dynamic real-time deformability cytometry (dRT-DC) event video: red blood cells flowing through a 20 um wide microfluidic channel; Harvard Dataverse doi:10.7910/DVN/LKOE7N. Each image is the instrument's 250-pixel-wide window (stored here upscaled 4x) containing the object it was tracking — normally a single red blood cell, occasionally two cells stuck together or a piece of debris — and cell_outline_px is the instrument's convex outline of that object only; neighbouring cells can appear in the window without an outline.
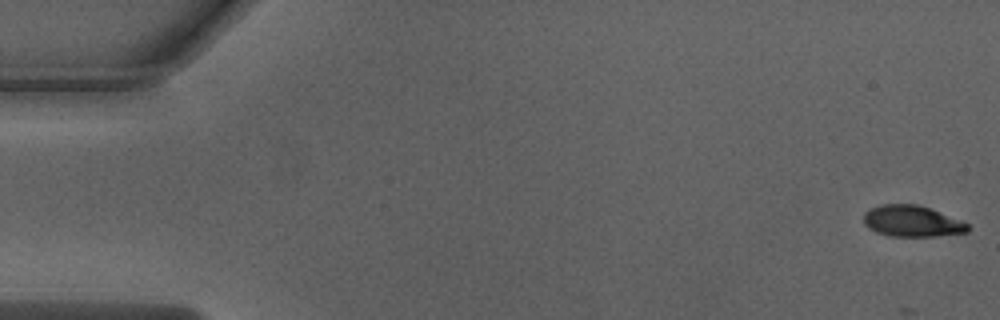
{"species": "Egyptian fruit bat (a non-hibernating species)", "species_latin": "Rousettus aegyptiacus", "temperature_condition": "warm", "stored_images_in_passage": 31, "camera_frame_rate_fps": 3000, "um_per_image_px": 0.085, "animal": {"sex": "male"}, "frame": {"image": 1, "passage_image": 1, "time_ms": 0.0, "image_size_px": [1000, 320], "cell_outline_px": [[968, 232], [936, 236], [888, 236], [876, 232], [868, 228], [864, 224], [864, 212], [868, 208], [880, 204], [916, 204], [928, 208], [960, 220], [968, 224]], "centroid_in_image_um": [77.45, 18.8], "position_along_channel_um": 7.5, "area_um2": 18.9}}
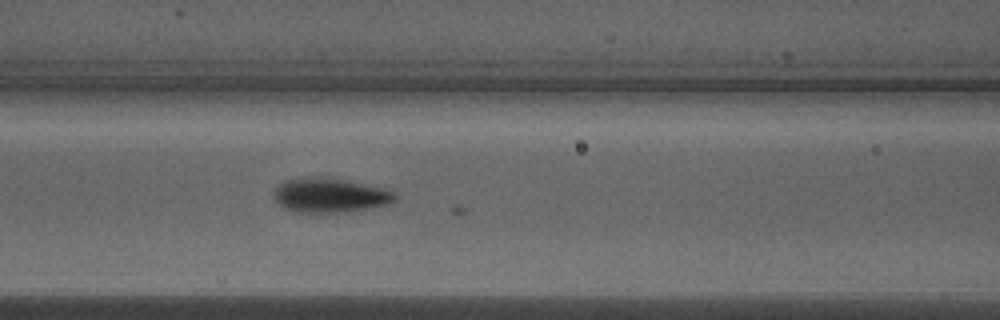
{"frame": {"image": 2, "passage_image": 22, "time_ms": 7.0, "image_size_px": [1000, 320], "cell_outline_px": [[396, 200], [384, 204], [368, 208], [336, 212], [296, 212], [284, 208], [276, 200], [276, 188], [280, 184], [288, 180], [344, 180], [392, 192], [396, 196]], "centroid_in_image_um": [28.02, 16.66], "position_along_channel_um": 138.6, "area_um2": 22.31}}
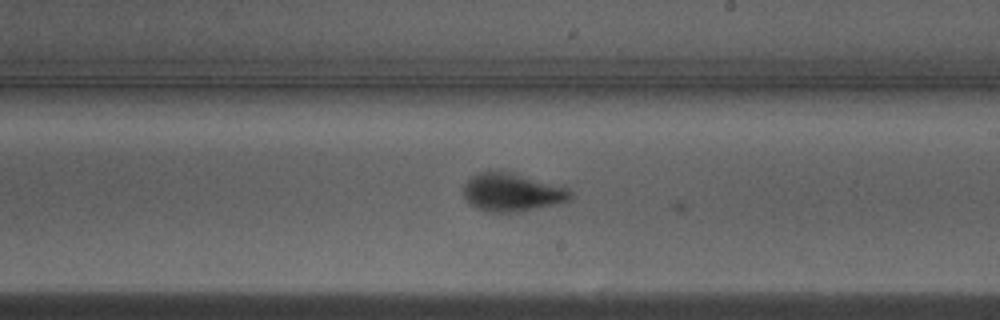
{"frame": {"image": 3, "passage_image": 30, "time_ms": 9.667, "image_size_px": [1000, 320], "cell_outline_px": [[572, 196], [568, 200], [560, 204], [516, 212], [488, 212], [476, 208], [464, 196], [464, 184], [476, 172], [488, 168], [508, 172], [568, 188], [572, 192]], "centroid_in_image_um": [43.49, 16.33], "position_along_channel_um": 245.5, "area_um2": 23.87}}